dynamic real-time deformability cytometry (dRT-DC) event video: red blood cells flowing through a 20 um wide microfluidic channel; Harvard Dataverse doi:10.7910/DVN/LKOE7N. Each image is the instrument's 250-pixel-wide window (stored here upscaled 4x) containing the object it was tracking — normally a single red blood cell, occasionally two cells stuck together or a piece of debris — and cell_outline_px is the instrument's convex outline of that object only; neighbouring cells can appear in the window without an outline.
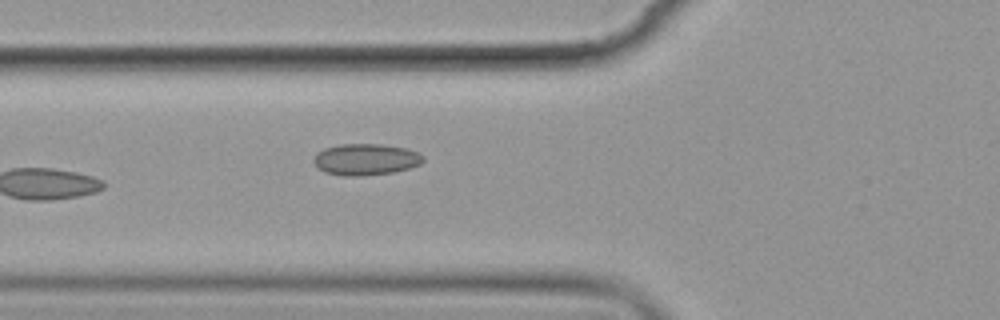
{"species": "common noctule bat (a hibernating species)", "species_latin": "Nyctalus noctula", "temperature_condition": "cold", "stored_images_in_passage": 5, "camera_frame_rate_fps": 3000, "um_per_image_px": 0.085, "animal": {"sex": "female", "body_mass_g": 19.9}, "frame": {"image": 1, "passage_image": 5, "time_ms": 4.667, "image_size_px": [1000, 320], "cell_outline_px": [[424, 160], [420, 164], [408, 168], [392, 172], [360, 176], [344, 176], [324, 172], [312, 160], [316, 152], [324, 148], [340, 144], [380, 144], [404, 148], [416, 152], [424, 156]], "centroid_in_image_um": [31.05, 13.55], "position_along_channel_um": 94.7, "area_um2": 19.94}}